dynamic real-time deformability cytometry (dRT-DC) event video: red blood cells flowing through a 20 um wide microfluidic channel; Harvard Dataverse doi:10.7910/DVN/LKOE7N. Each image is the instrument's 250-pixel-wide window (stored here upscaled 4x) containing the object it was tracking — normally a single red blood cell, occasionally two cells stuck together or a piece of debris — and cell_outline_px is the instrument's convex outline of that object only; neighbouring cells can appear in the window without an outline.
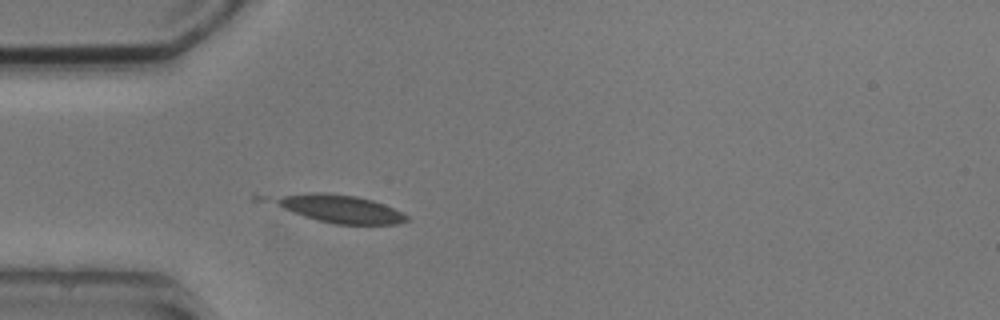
{"species": "common noctule bat (a hibernating species)", "species_latin": "Nyctalus noctula", "temperature_condition": "cold", "stored_images_in_passage": 4, "camera_frame_rate_fps": 3000, "um_per_image_px": 0.085, "animal": {"sex": "male", "body_mass_g": 20.5, "forearm_length_mm": 52.5}, "frame": {"image": 1, "passage_image": 4, "time_ms": 3.667, "image_size_px": [1000, 320], "cell_outline_px": [[408, 220], [400, 224], [332, 224], [304, 216], [252, 200], [252, 196], [312, 192], [328, 192], [356, 196], [372, 200], [384, 204], [408, 216]], "centroid_in_image_um": [28.46, 17.68], "position_along_channel_um": 56.5, "area_um2": 23.18}}